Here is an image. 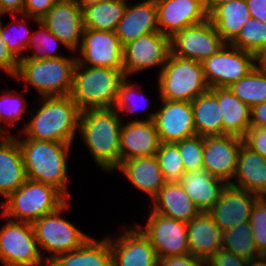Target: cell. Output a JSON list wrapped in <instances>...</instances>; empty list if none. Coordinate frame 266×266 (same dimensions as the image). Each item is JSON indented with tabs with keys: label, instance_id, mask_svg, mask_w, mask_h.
<instances>
[{
	"label": "cell",
	"instance_id": "54",
	"mask_svg": "<svg viewBox=\"0 0 266 266\" xmlns=\"http://www.w3.org/2000/svg\"><path fill=\"white\" fill-rule=\"evenodd\" d=\"M247 266H266V256H261L247 263Z\"/></svg>",
	"mask_w": 266,
	"mask_h": 266
},
{
	"label": "cell",
	"instance_id": "27",
	"mask_svg": "<svg viewBox=\"0 0 266 266\" xmlns=\"http://www.w3.org/2000/svg\"><path fill=\"white\" fill-rule=\"evenodd\" d=\"M152 203L153 212L186 224L201 212L179 182H166Z\"/></svg>",
	"mask_w": 266,
	"mask_h": 266
},
{
	"label": "cell",
	"instance_id": "41",
	"mask_svg": "<svg viewBox=\"0 0 266 266\" xmlns=\"http://www.w3.org/2000/svg\"><path fill=\"white\" fill-rule=\"evenodd\" d=\"M249 223L258 253L266 256V201L263 197L255 202Z\"/></svg>",
	"mask_w": 266,
	"mask_h": 266
},
{
	"label": "cell",
	"instance_id": "15",
	"mask_svg": "<svg viewBox=\"0 0 266 266\" xmlns=\"http://www.w3.org/2000/svg\"><path fill=\"white\" fill-rule=\"evenodd\" d=\"M163 106L145 120L154 121L161 143H176L196 135L191 102L161 100Z\"/></svg>",
	"mask_w": 266,
	"mask_h": 266
},
{
	"label": "cell",
	"instance_id": "49",
	"mask_svg": "<svg viewBox=\"0 0 266 266\" xmlns=\"http://www.w3.org/2000/svg\"><path fill=\"white\" fill-rule=\"evenodd\" d=\"M24 8L25 0H0V17L5 14L23 15Z\"/></svg>",
	"mask_w": 266,
	"mask_h": 266
},
{
	"label": "cell",
	"instance_id": "30",
	"mask_svg": "<svg viewBox=\"0 0 266 266\" xmlns=\"http://www.w3.org/2000/svg\"><path fill=\"white\" fill-rule=\"evenodd\" d=\"M48 266H112L110 236L100 241L90 237L76 250L57 255Z\"/></svg>",
	"mask_w": 266,
	"mask_h": 266
},
{
	"label": "cell",
	"instance_id": "44",
	"mask_svg": "<svg viewBox=\"0 0 266 266\" xmlns=\"http://www.w3.org/2000/svg\"><path fill=\"white\" fill-rule=\"evenodd\" d=\"M243 141L247 147L266 159V127H250Z\"/></svg>",
	"mask_w": 266,
	"mask_h": 266
},
{
	"label": "cell",
	"instance_id": "18",
	"mask_svg": "<svg viewBox=\"0 0 266 266\" xmlns=\"http://www.w3.org/2000/svg\"><path fill=\"white\" fill-rule=\"evenodd\" d=\"M159 32L170 38L185 27L208 19L204 0H155Z\"/></svg>",
	"mask_w": 266,
	"mask_h": 266
},
{
	"label": "cell",
	"instance_id": "25",
	"mask_svg": "<svg viewBox=\"0 0 266 266\" xmlns=\"http://www.w3.org/2000/svg\"><path fill=\"white\" fill-rule=\"evenodd\" d=\"M27 180L23 156L17 138L0 140V195L5 199Z\"/></svg>",
	"mask_w": 266,
	"mask_h": 266
},
{
	"label": "cell",
	"instance_id": "24",
	"mask_svg": "<svg viewBox=\"0 0 266 266\" xmlns=\"http://www.w3.org/2000/svg\"><path fill=\"white\" fill-rule=\"evenodd\" d=\"M233 180L231 186L263 197L266 194V159L243 143Z\"/></svg>",
	"mask_w": 266,
	"mask_h": 266
},
{
	"label": "cell",
	"instance_id": "4",
	"mask_svg": "<svg viewBox=\"0 0 266 266\" xmlns=\"http://www.w3.org/2000/svg\"><path fill=\"white\" fill-rule=\"evenodd\" d=\"M125 78L123 70L76 64L69 96L80 111L113 108Z\"/></svg>",
	"mask_w": 266,
	"mask_h": 266
},
{
	"label": "cell",
	"instance_id": "12",
	"mask_svg": "<svg viewBox=\"0 0 266 266\" xmlns=\"http://www.w3.org/2000/svg\"><path fill=\"white\" fill-rule=\"evenodd\" d=\"M171 53L170 37L152 32L123 46V72L125 77L148 68L160 66L162 70Z\"/></svg>",
	"mask_w": 266,
	"mask_h": 266
},
{
	"label": "cell",
	"instance_id": "37",
	"mask_svg": "<svg viewBox=\"0 0 266 266\" xmlns=\"http://www.w3.org/2000/svg\"><path fill=\"white\" fill-rule=\"evenodd\" d=\"M231 45L255 54L266 45V23L251 17Z\"/></svg>",
	"mask_w": 266,
	"mask_h": 266
},
{
	"label": "cell",
	"instance_id": "55",
	"mask_svg": "<svg viewBox=\"0 0 266 266\" xmlns=\"http://www.w3.org/2000/svg\"><path fill=\"white\" fill-rule=\"evenodd\" d=\"M76 1L83 9L84 7H88V6L97 4L103 0H76Z\"/></svg>",
	"mask_w": 266,
	"mask_h": 266
},
{
	"label": "cell",
	"instance_id": "26",
	"mask_svg": "<svg viewBox=\"0 0 266 266\" xmlns=\"http://www.w3.org/2000/svg\"><path fill=\"white\" fill-rule=\"evenodd\" d=\"M178 182L201 212L210 210L228 185L205 169L187 171Z\"/></svg>",
	"mask_w": 266,
	"mask_h": 266
},
{
	"label": "cell",
	"instance_id": "22",
	"mask_svg": "<svg viewBox=\"0 0 266 266\" xmlns=\"http://www.w3.org/2000/svg\"><path fill=\"white\" fill-rule=\"evenodd\" d=\"M115 32L122 46L141 36L159 32L155 0H144L132 6L127 3Z\"/></svg>",
	"mask_w": 266,
	"mask_h": 266
},
{
	"label": "cell",
	"instance_id": "11",
	"mask_svg": "<svg viewBox=\"0 0 266 266\" xmlns=\"http://www.w3.org/2000/svg\"><path fill=\"white\" fill-rule=\"evenodd\" d=\"M225 44L209 18L185 27L170 38L172 55L199 62L217 53Z\"/></svg>",
	"mask_w": 266,
	"mask_h": 266
},
{
	"label": "cell",
	"instance_id": "52",
	"mask_svg": "<svg viewBox=\"0 0 266 266\" xmlns=\"http://www.w3.org/2000/svg\"><path fill=\"white\" fill-rule=\"evenodd\" d=\"M255 67L266 71V45L255 53Z\"/></svg>",
	"mask_w": 266,
	"mask_h": 266
},
{
	"label": "cell",
	"instance_id": "50",
	"mask_svg": "<svg viewBox=\"0 0 266 266\" xmlns=\"http://www.w3.org/2000/svg\"><path fill=\"white\" fill-rule=\"evenodd\" d=\"M251 127H266V101L251 108Z\"/></svg>",
	"mask_w": 266,
	"mask_h": 266
},
{
	"label": "cell",
	"instance_id": "39",
	"mask_svg": "<svg viewBox=\"0 0 266 266\" xmlns=\"http://www.w3.org/2000/svg\"><path fill=\"white\" fill-rule=\"evenodd\" d=\"M21 16H24L23 19H21ZM18 21V28L19 30H17L16 34L18 33L19 36H15L12 37L13 34L11 33L10 35V24L2 26V22L0 21V31H1V37L2 40L6 43V46L8 47V49L11 51V53L18 59H22L24 58V51L27 49L28 50V44H29V40L31 38L32 32H30L31 30L28 28V26H26V19H33L35 22H38L39 20L33 17H29L27 15H21ZM22 20V22H21ZM24 22V23H23ZM20 25V26H19ZM9 27V30H7ZM13 28V27H12ZM16 28V29H18ZM15 29V30H16ZM21 30V31H20ZM23 30V31H22ZM12 31V30H11Z\"/></svg>",
	"mask_w": 266,
	"mask_h": 266
},
{
	"label": "cell",
	"instance_id": "9",
	"mask_svg": "<svg viewBox=\"0 0 266 266\" xmlns=\"http://www.w3.org/2000/svg\"><path fill=\"white\" fill-rule=\"evenodd\" d=\"M6 221L0 228V261L3 265L48 266L39 251L32 224Z\"/></svg>",
	"mask_w": 266,
	"mask_h": 266
},
{
	"label": "cell",
	"instance_id": "35",
	"mask_svg": "<svg viewBox=\"0 0 266 266\" xmlns=\"http://www.w3.org/2000/svg\"><path fill=\"white\" fill-rule=\"evenodd\" d=\"M228 88L250 108L261 104L266 101V71L254 67Z\"/></svg>",
	"mask_w": 266,
	"mask_h": 266
},
{
	"label": "cell",
	"instance_id": "2",
	"mask_svg": "<svg viewBox=\"0 0 266 266\" xmlns=\"http://www.w3.org/2000/svg\"><path fill=\"white\" fill-rule=\"evenodd\" d=\"M36 114L23 127L24 138L72 144L79 128L80 110L70 96L41 97Z\"/></svg>",
	"mask_w": 266,
	"mask_h": 266
},
{
	"label": "cell",
	"instance_id": "6",
	"mask_svg": "<svg viewBox=\"0 0 266 266\" xmlns=\"http://www.w3.org/2000/svg\"><path fill=\"white\" fill-rule=\"evenodd\" d=\"M76 64V57L43 60L22 58L14 79L25 81V88L33 86L41 97L69 96Z\"/></svg>",
	"mask_w": 266,
	"mask_h": 266
},
{
	"label": "cell",
	"instance_id": "46",
	"mask_svg": "<svg viewBox=\"0 0 266 266\" xmlns=\"http://www.w3.org/2000/svg\"><path fill=\"white\" fill-rule=\"evenodd\" d=\"M19 60L11 53L2 40L0 31V70H3L10 77H15L18 71Z\"/></svg>",
	"mask_w": 266,
	"mask_h": 266
},
{
	"label": "cell",
	"instance_id": "56",
	"mask_svg": "<svg viewBox=\"0 0 266 266\" xmlns=\"http://www.w3.org/2000/svg\"><path fill=\"white\" fill-rule=\"evenodd\" d=\"M6 131H7L6 134H5V133H0V140H1V139H4V138H7V137H9L10 135H12V134L9 132L8 129H7ZM3 134H4V135H3Z\"/></svg>",
	"mask_w": 266,
	"mask_h": 266
},
{
	"label": "cell",
	"instance_id": "40",
	"mask_svg": "<svg viewBox=\"0 0 266 266\" xmlns=\"http://www.w3.org/2000/svg\"><path fill=\"white\" fill-rule=\"evenodd\" d=\"M185 172L203 169L204 137L194 135L176 142Z\"/></svg>",
	"mask_w": 266,
	"mask_h": 266
},
{
	"label": "cell",
	"instance_id": "5",
	"mask_svg": "<svg viewBox=\"0 0 266 266\" xmlns=\"http://www.w3.org/2000/svg\"><path fill=\"white\" fill-rule=\"evenodd\" d=\"M67 198L54 186L27 179L6 201H0L2 214L12 221L33 223L61 207Z\"/></svg>",
	"mask_w": 266,
	"mask_h": 266
},
{
	"label": "cell",
	"instance_id": "13",
	"mask_svg": "<svg viewBox=\"0 0 266 266\" xmlns=\"http://www.w3.org/2000/svg\"><path fill=\"white\" fill-rule=\"evenodd\" d=\"M149 239L158 258L190 253L186 223L162 216L151 210L144 228L137 226Z\"/></svg>",
	"mask_w": 266,
	"mask_h": 266
},
{
	"label": "cell",
	"instance_id": "23",
	"mask_svg": "<svg viewBox=\"0 0 266 266\" xmlns=\"http://www.w3.org/2000/svg\"><path fill=\"white\" fill-rule=\"evenodd\" d=\"M186 227L190 254L209 261L222 249V230L207 212H200Z\"/></svg>",
	"mask_w": 266,
	"mask_h": 266
},
{
	"label": "cell",
	"instance_id": "16",
	"mask_svg": "<svg viewBox=\"0 0 266 266\" xmlns=\"http://www.w3.org/2000/svg\"><path fill=\"white\" fill-rule=\"evenodd\" d=\"M40 20L63 46L74 53L79 50L85 28L83 9L76 0H57Z\"/></svg>",
	"mask_w": 266,
	"mask_h": 266
},
{
	"label": "cell",
	"instance_id": "31",
	"mask_svg": "<svg viewBox=\"0 0 266 266\" xmlns=\"http://www.w3.org/2000/svg\"><path fill=\"white\" fill-rule=\"evenodd\" d=\"M208 18L226 44H231L251 18L246 0H232L218 5Z\"/></svg>",
	"mask_w": 266,
	"mask_h": 266
},
{
	"label": "cell",
	"instance_id": "17",
	"mask_svg": "<svg viewBox=\"0 0 266 266\" xmlns=\"http://www.w3.org/2000/svg\"><path fill=\"white\" fill-rule=\"evenodd\" d=\"M243 138L235 135L204 137L203 169L210 175L231 184L237 168Z\"/></svg>",
	"mask_w": 266,
	"mask_h": 266
},
{
	"label": "cell",
	"instance_id": "1",
	"mask_svg": "<svg viewBox=\"0 0 266 266\" xmlns=\"http://www.w3.org/2000/svg\"><path fill=\"white\" fill-rule=\"evenodd\" d=\"M114 108L80 111L78 131L95 163L113 171L121 162L120 131L122 118Z\"/></svg>",
	"mask_w": 266,
	"mask_h": 266
},
{
	"label": "cell",
	"instance_id": "3",
	"mask_svg": "<svg viewBox=\"0 0 266 266\" xmlns=\"http://www.w3.org/2000/svg\"><path fill=\"white\" fill-rule=\"evenodd\" d=\"M17 141L27 179L54 186L67 198V157L72 144L30 138Z\"/></svg>",
	"mask_w": 266,
	"mask_h": 266
},
{
	"label": "cell",
	"instance_id": "38",
	"mask_svg": "<svg viewBox=\"0 0 266 266\" xmlns=\"http://www.w3.org/2000/svg\"><path fill=\"white\" fill-rule=\"evenodd\" d=\"M38 25L40 30L32 31L31 38L29 40L28 48L35 49V52L32 51V55H24V58L31 60H43L47 58H60L65 57L61 54H53L54 49L57 44L62 42L52 34L49 29L39 20ZM56 44V45H55Z\"/></svg>",
	"mask_w": 266,
	"mask_h": 266
},
{
	"label": "cell",
	"instance_id": "53",
	"mask_svg": "<svg viewBox=\"0 0 266 266\" xmlns=\"http://www.w3.org/2000/svg\"><path fill=\"white\" fill-rule=\"evenodd\" d=\"M232 0H204L205 8L208 15L218 6Z\"/></svg>",
	"mask_w": 266,
	"mask_h": 266
},
{
	"label": "cell",
	"instance_id": "8",
	"mask_svg": "<svg viewBox=\"0 0 266 266\" xmlns=\"http://www.w3.org/2000/svg\"><path fill=\"white\" fill-rule=\"evenodd\" d=\"M68 202L66 201L56 211L44 215L32 223L39 251L47 263L59 254L76 250L90 238L60 216L68 208ZM45 251L52 255L43 256Z\"/></svg>",
	"mask_w": 266,
	"mask_h": 266
},
{
	"label": "cell",
	"instance_id": "10",
	"mask_svg": "<svg viewBox=\"0 0 266 266\" xmlns=\"http://www.w3.org/2000/svg\"><path fill=\"white\" fill-rule=\"evenodd\" d=\"M201 64L209 88L229 87L255 67V54L225 44Z\"/></svg>",
	"mask_w": 266,
	"mask_h": 266
},
{
	"label": "cell",
	"instance_id": "42",
	"mask_svg": "<svg viewBox=\"0 0 266 266\" xmlns=\"http://www.w3.org/2000/svg\"><path fill=\"white\" fill-rule=\"evenodd\" d=\"M7 93L0 95V123H8L12 126L19 121L26 111V100L17 92L6 91ZM16 95V96H14Z\"/></svg>",
	"mask_w": 266,
	"mask_h": 266
},
{
	"label": "cell",
	"instance_id": "34",
	"mask_svg": "<svg viewBox=\"0 0 266 266\" xmlns=\"http://www.w3.org/2000/svg\"><path fill=\"white\" fill-rule=\"evenodd\" d=\"M221 237L223 250L235 253L248 262L261 257L257 251L249 222L222 231Z\"/></svg>",
	"mask_w": 266,
	"mask_h": 266
},
{
	"label": "cell",
	"instance_id": "43",
	"mask_svg": "<svg viewBox=\"0 0 266 266\" xmlns=\"http://www.w3.org/2000/svg\"><path fill=\"white\" fill-rule=\"evenodd\" d=\"M136 91H138L139 93L137 94H140V98L141 100H145L146 99L144 98L145 96H142V90H138L136 84L134 85L132 82H130L128 80V77H126L122 82H121V85H120V89H119V93H118V97H117V101H116V104L115 106L113 107L119 114L120 112L122 111V113L125 112H134V109L135 108H140L142 106H139V104L135 103V104H132V102L135 100H133L132 98H134L136 95ZM134 96V97H133ZM132 100V101H131ZM144 101V102H145ZM146 103V102H145Z\"/></svg>",
	"mask_w": 266,
	"mask_h": 266
},
{
	"label": "cell",
	"instance_id": "28",
	"mask_svg": "<svg viewBox=\"0 0 266 266\" xmlns=\"http://www.w3.org/2000/svg\"><path fill=\"white\" fill-rule=\"evenodd\" d=\"M116 169L120 170L138 190L147 193L152 199L166 183L156 156L121 161Z\"/></svg>",
	"mask_w": 266,
	"mask_h": 266
},
{
	"label": "cell",
	"instance_id": "7",
	"mask_svg": "<svg viewBox=\"0 0 266 266\" xmlns=\"http://www.w3.org/2000/svg\"><path fill=\"white\" fill-rule=\"evenodd\" d=\"M161 100L192 102L210 90L201 62L169 54L158 75Z\"/></svg>",
	"mask_w": 266,
	"mask_h": 266
},
{
	"label": "cell",
	"instance_id": "36",
	"mask_svg": "<svg viewBox=\"0 0 266 266\" xmlns=\"http://www.w3.org/2000/svg\"><path fill=\"white\" fill-rule=\"evenodd\" d=\"M166 182H178L185 173L177 143H161L155 155Z\"/></svg>",
	"mask_w": 266,
	"mask_h": 266
},
{
	"label": "cell",
	"instance_id": "19",
	"mask_svg": "<svg viewBox=\"0 0 266 266\" xmlns=\"http://www.w3.org/2000/svg\"><path fill=\"white\" fill-rule=\"evenodd\" d=\"M112 266H158V257L149 239L137 225L114 240L110 236Z\"/></svg>",
	"mask_w": 266,
	"mask_h": 266
},
{
	"label": "cell",
	"instance_id": "57",
	"mask_svg": "<svg viewBox=\"0 0 266 266\" xmlns=\"http://www.w3.org/2000/svg\"><path fill=\"white\" fill-rule=\"evenodd\" d=\"M3 123L0 124V133H5V129H4V125H2Z\"/></svg>",
	"mask_w": 266,
	"mask_h": 266
},
{
	"label": "cell",
	"instance_id": "14",
	"mask_svg": "<svg viewBox=\"0 0 266 266\" xmlns=\"http://www.w3.org/2000/svg\"><path fill=\"white\" fill-rule=\"evenodd\" d=\"M77 64L123 70V46L116 32L84 29Z\"/></svg>",
	"mask_w": 266,
	"mask_h": 266
},
{
	"label": "cell",
	"instance_id": "45",
	"mask_svg": "<svg viewBox=\"0 0 266 266\" xmlns=\"http://www.w3.org/2000/svg\"><path fill=\"white\" fill-rule=\"evenodd\" d=\"M208 266V261L190 253L158 258V266Z\"/></svg>",
	"mask_w": 266,
	"mask_h": 266
},
{
	"label": "cell",
	"instance_id": "48",
	"mask_svg": "<svg viewBox=\"0 0 266 266\" xmlns=\"http://www.w3.org/2000/svg\"><path fill=\"white\" fill-rule=\"evenodd\" d=\"M248 261L231 253L220 249L209 261L208 266H247Z\"/></svg>",
	"mask_w": 266,
	"mask_h": 266
},
{
	"label": "cell",
	"instance_id": "33",
	"mask_svg": "<svg viewBox=\"0 0 266 266\" xmlns=\"http://www.w3.org/2000/svg\"><path fill=\"white\" fill-rule=\"evenodd\" d=\"M127 3L126 0H103L84 7V28L115 32Z\"/></svg>",
	"mask_w": 266,
	"mask_h": 266
},
{
	"label": "cell",
	"instance_id": "21",
	"mask_svg": "<svg viewBox=\"0 0 266 266\" xmlns=\"http://www.w3.org/2000/svg\"><path fill=\"white\" fill-rule=\"evenodd\" d=\"M161 141L154 121L130 120L121 125L120 154L121 161L135 157L155 156Z\"/></svg>",
	"mask_w": 266,
	"mask_h": 266
},
{
	"label": "cell",
	"instance_id": "47",
	"mask_svg": "<svg viewBox=\"0 0 266 266\" xmlns=\"http://www.w3.org/2000/svg\"><path fill=\"white\" fill-rule=\"evenodd\" d=\"M57 0H25L23 15L42 19L55 5Z\"/></svg>",
	"mask_w": 266,
	"mask_h": 266
},
{
	"label": "cell",
	"instance_id": "32",
	"mask_svg": "<svg viewBox=\"0 0 266 266\" xmlns=\"http://www.w3.org/2000/svg\"><path fill=\"white\" fill-rule=\"evenodd\" d=\"M191 105L197 135H223L221 108L218 98L210 90L194 99Z\"/></svg>",
	"mask_w": 266,
	"mask_h": 266
},
{
	"label": "cell",
	"instance_id": "51",
	"mask_svg": "<svg viewBox=\"0 0 266 266\" xmlns=\"http://www.w3.org/2000/svg\"><path fill=\"white\" fill-rule=\"evenodd\" d=\"M251 17L266 23V0H246Z\"/></svg>",
	"mask_w": 266,
	"mask_h": 266
},
{
	"label": "cell",
	"instance_id": "20",
	"mask_svg": "<svg viewBox=\"0 0 266 266\" xmlns=\"http://www.w3.org/2000/svg\"><path fill=\"white\" fill-rule=\"evenodd\" d=\"M259 198L246 190L228 184L220 199L207 213L224 231L238 224L249 222L252 208Z\"/></svg>",
	"mask_w": 266,
	"mask_h": 266
},
{
	"label": "cell",
	"instance_id": "29",
	"mask_svg": "<svg viewBox=\"0 0 266 266\" xmlns=\"http://www.w3.org/2000/svg\"><path fill=\"white\" fill-rule=\"evenodd\" d=\"M218 98L223 122V135L243 138L251 127V108L235 96L228 87L210 88Z\"/></svg>",
	"mask_w": 266,
	"mask_h": 266
}]
</instances>
